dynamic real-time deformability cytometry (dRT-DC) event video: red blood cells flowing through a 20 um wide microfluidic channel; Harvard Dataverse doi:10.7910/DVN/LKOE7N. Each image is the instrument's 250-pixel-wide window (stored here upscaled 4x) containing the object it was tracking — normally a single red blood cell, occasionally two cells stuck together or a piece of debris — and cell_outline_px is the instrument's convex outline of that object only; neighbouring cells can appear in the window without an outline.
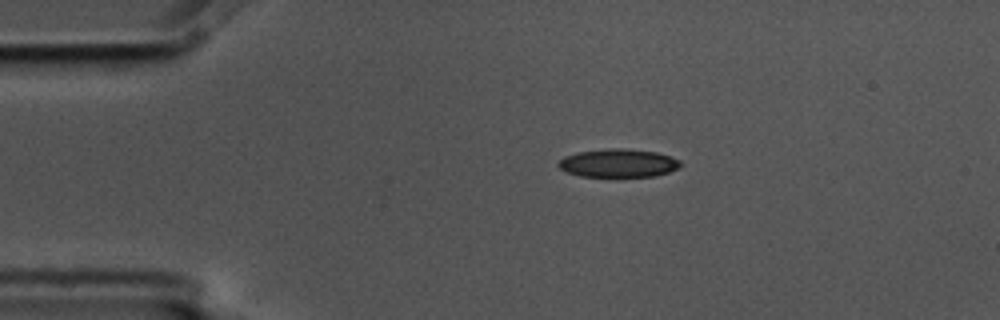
{"species": "common noctule bat (a hibernating species)", "species_latin": "Nyctalus noctula", "temperature_condition": "cold", "stored_images_in_passage": 4, "camera_frame_rate_fps": 3000, "um_per_image_px": 0.085, "animal": {"sex": "male", "body_mass_g": 17.5, "forearm_length_mm": 52.3}, "frame": {"image": 1, "passage_image": 1, "time_ms": 0.0, "image_size_px": [1000, 320], "cell_outline_px": [[680, 168], [656, 176], [616, 180], [580, 176], [568, 172], [560, 168], [556, 164], [564, 156], [576, 152], [608, 148], [624, 148], [656, 152], [680, 160]], "centroid_in_image_um": [52.54, 13.92], "position_along_channel_um": 32.5, "area_um2": 21.15}}
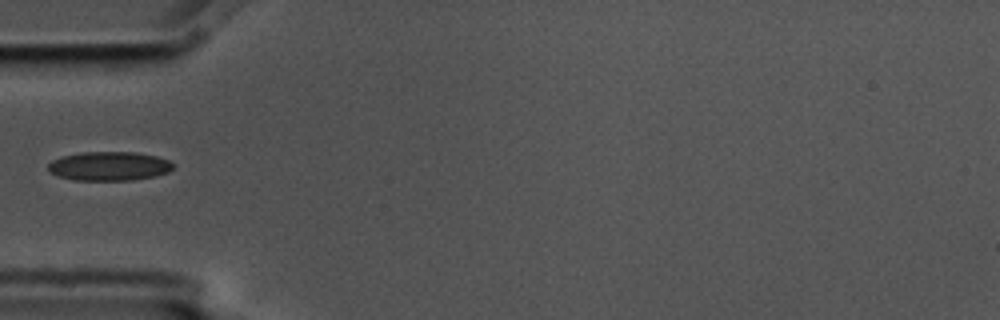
{"frame": {"image": 2, "passage_image": 3, "time_ms": 0.667, "image_size_px": [1000, 320], "cell_outline_px": [[172, 168], [168, 172], [156, 176], [132, 180], [72, 180], [56, 176], [48, 168], [48, 164], [52, 160], [60, 156], [80, 152], [136, 152], [156, 156], [168, 160], [172, 164]], "centroid_in_image_um": [9.24, 14.12], "position_along_channel_um": 75.8, "area_um2": 21.21}}